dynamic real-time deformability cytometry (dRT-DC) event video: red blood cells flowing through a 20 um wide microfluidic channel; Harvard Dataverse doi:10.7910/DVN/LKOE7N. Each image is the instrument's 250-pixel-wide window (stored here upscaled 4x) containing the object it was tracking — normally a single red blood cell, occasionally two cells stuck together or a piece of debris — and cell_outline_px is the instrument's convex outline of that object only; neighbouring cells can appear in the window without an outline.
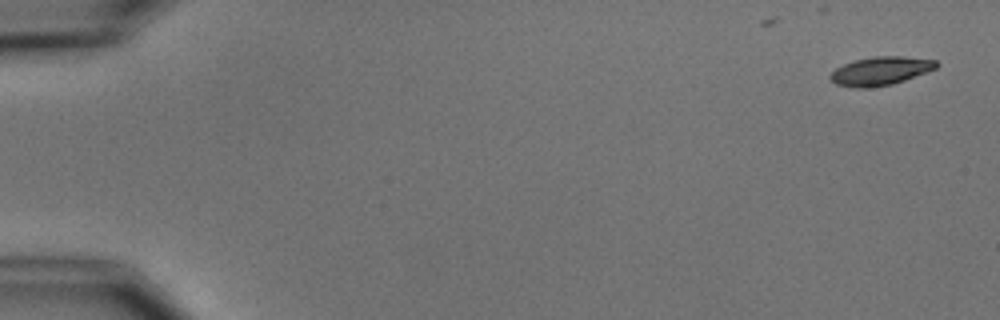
{"species": "common noctule bat (a hibernating species)", "species_latin": "Nyctalus noctula", "temperature_condition": "cold", "stored_images_in_passage": 5, "camera_frame_rate_fps": 3000, "um_per_image_px": 0.085, "animal": {"sex": "male", "body_mass_g": 15.6}, "frame": {"image": 1, "passage_image": 1, "time_ms": 0.0, "image_size_px": [1000, 320], "cell_outline_px": [[940, 64], [936, 68], [904, 80], [892, 84], [864, 88], [856, 88], [836, 84], [828, 76], [836, 68], [844, 64], [856, 60], [876, 56], [904, 56], [936, 60]], "centroid_in_image_um": [74.85, 6.02], "position_along_channel_um": 10.2, "area_um2": 17.4}}